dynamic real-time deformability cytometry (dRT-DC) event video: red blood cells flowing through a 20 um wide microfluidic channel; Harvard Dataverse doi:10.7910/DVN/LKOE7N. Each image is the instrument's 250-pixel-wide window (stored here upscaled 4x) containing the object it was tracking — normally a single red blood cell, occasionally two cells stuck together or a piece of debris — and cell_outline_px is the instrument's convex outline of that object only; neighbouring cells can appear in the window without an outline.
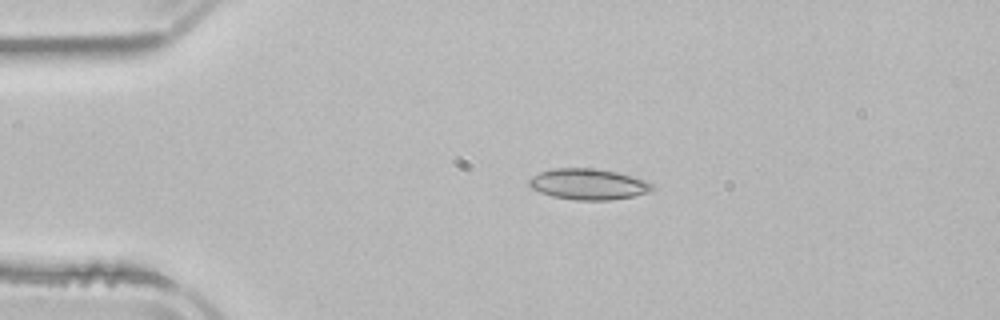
{"species": "common noctule bat (a hibernating species)", "species_latin": "Nyctalus noctula", "temperature_condition": "room temperature", "stored_images_in_passage": 3, "segment_of_instrument_passage": [1, 2], "camera_frame_rate_fps": 3000, "um_per_image_px": 0.085, "animal": {"sex": "male", "body_mass_g": 21.5, "forearm_length_mm": 52.0}, "frame": {"image": 1, "passage_image": 1, "time_ms": 0.0, "image_size_px": [1000, 320], "cell_outline_px": [[656, 188], [652, 192], [632, 196], [608, 200], [576, 200], [552, 196], [540, 192], [532, 188], [528, 184], [528, 180], [532, 176], [540, 172], [552, 168], [592, 168], [616, 172], [644, 180], [656, 184]], "centroid_in_image_um": [50.03, 15.65], "position_along_channel_um": 35.0, "area_um2": 22.25}}